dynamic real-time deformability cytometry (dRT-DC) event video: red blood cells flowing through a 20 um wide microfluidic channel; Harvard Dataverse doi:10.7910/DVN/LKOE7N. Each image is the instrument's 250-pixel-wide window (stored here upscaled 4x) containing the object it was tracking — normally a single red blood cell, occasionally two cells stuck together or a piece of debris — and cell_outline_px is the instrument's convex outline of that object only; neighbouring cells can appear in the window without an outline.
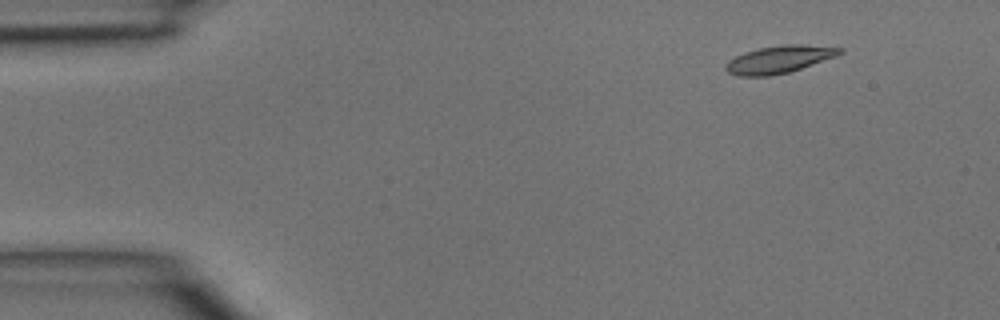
{"species": "common noctule bat (a hibernating species)", "species_latin": "Nyctalus noctula", "temperature_condition": "room temperature", "stored_images_in_passage": 3, "segment_of_instrument_passage": [2, 2], "camera_frame_rate_fps": 3000, "um_per_image_px": 0.085, "animal": {"sex": "male", "body_mass_g": 15.6}, "frame": {"image": 1, "passage_image": 3, "time_ms": 0.667, "image_size_px": [1000, 320], "cell_outline_px": [[844, 52], [836, 56], [788, 72], [768, 76], [740, 76], [728, 72], [724, 68], [728, 60], [744, 52], [760, 48], [784, 44], [800, 44], [844, 48]], "centroid_in_image_um": [66.22, 5.04], "position_along_channel_um": 18.8, "area_um2": 18.03}}